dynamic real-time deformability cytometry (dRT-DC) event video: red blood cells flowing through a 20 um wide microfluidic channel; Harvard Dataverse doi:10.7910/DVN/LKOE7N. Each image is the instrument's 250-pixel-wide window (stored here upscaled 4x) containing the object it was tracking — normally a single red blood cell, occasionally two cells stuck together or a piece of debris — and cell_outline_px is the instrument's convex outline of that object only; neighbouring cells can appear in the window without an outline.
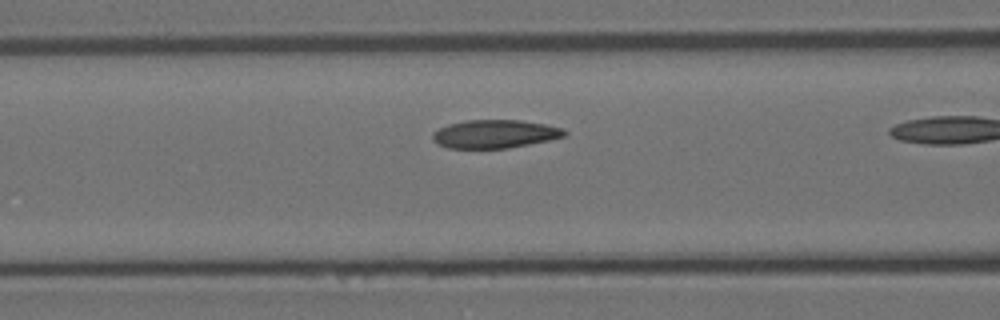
{"species": "Egyptian fruit bat (a non-hibernating species)", "species_latin": "Rousettus aegyptiacus", "temperature_condition": "room temperature", "stored_images_in_passage": 16, "camera_frame_rate_fps": 3000, "um_per_image_px": 0.085, "animal": {"sex": "female"}, "frame": {"image": 1, "passage_image": 14, "time_ms": 4.333, "image_size_px": [1000, 320], "cell_outline_px": [[568, 132], [564, 136], [548, 140], [508, 148], [448, 148], [432, 140], [432, 132], [448, 124], [468, 120], [520, 120], [544, 124], [564, 128]], "centroid_in_image_um": [42.06, 11.38], "position_along_channel_um": 124.5, "area_um2": 21.62}}